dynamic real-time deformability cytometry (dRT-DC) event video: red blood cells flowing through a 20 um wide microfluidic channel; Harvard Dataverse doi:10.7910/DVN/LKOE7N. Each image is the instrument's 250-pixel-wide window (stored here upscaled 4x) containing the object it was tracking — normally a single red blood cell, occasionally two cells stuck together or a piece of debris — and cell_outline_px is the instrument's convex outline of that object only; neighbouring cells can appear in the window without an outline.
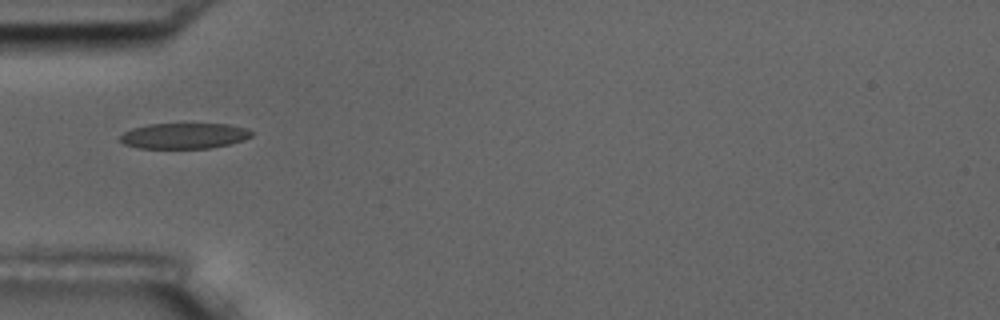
{"species": "common noctule bat (a hibernating species)", "species_latin": "Nyctalus noctula", "temperature_condition": "room temperature", "stored_images_in_passage": 7, "camera_frame_rate_fps": 3000, "um_per_image_px": 0.085, "animal": {"sex": "male", "body_mass_g": 17.5, "forearm_length_mm": 52.3}, "frame": {"image": 1, "passage_image": 5, "time_ms": 1.333, "image_size_px": [1000, 320], "cell_outline_px": [[252, 136], [244, 140], [228, 144], [208, 148], [136, 148], [124, 144], [120, 140], [120, 136], [124, 132], [132, 128], [148, 124], [228, 124], [244, 128], [252, 132]], "centroid_in_image_um": [15.62, 11.54], "position_along_channel_um": 69.4, "area_um2": 19.54}}